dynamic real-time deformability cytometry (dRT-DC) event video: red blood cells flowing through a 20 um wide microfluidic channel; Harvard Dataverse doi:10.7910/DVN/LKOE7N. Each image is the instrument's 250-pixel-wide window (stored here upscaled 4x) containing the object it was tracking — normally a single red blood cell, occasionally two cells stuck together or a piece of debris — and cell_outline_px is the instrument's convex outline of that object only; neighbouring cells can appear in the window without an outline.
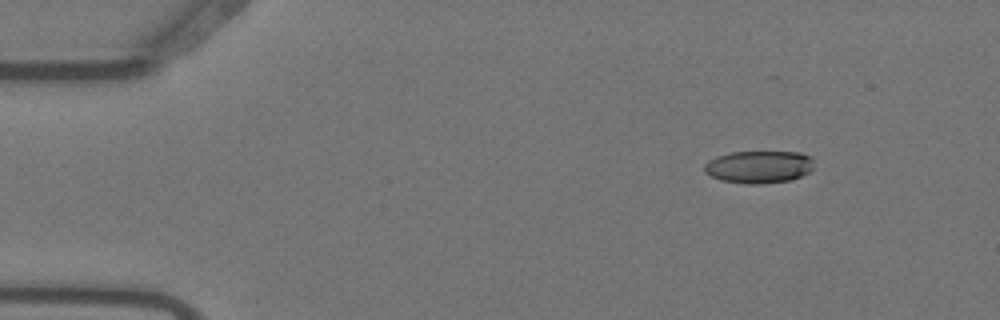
{"species": "Egyptian fruit bat (a non-hibernating species)", "species_latin": "Rousettus aegyptiacus", "temperature_condition": "warm", "stored_images_in_passage": 5, "camera_frame_rate_fps": 3000, "um_per_image_px": 0.085, "animal": {"sex": "female"}, "frame": {"image": 1, "passage_image": 2, "time_ms": 0.333, "image_size_px": [1000, 320], "cell_outline_px": [[812, 168], [808, 172], [792, 180], [760, 184], [748, 184], [720, 180], [704, 172], [704, 164], [708, 160], [716, 156], [732, 152], [800, 152], [812, 156]], "centroid_in_image_um": [64.49, 14.18], "position_along_channel_um": 20.5, "area_um2": 20.81}}